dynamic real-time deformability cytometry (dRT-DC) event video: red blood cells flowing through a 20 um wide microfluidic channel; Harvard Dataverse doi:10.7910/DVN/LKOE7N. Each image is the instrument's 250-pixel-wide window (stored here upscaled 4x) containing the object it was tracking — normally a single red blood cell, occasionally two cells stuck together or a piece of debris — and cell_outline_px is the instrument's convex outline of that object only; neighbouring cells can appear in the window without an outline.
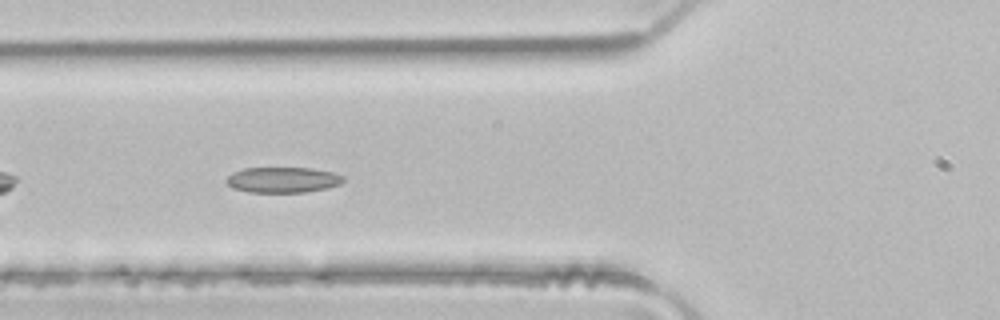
{"species": "common noctule bat (a hibernating species)", "species_latin": "Nyctalus noctula", "temperature_condition": "room temperature", "stored_images_in_passage": 36, "camera_frame_rate_fps": 3000, "um_per_image_px": 0.085, "animal": {"sex": "male", "body_mass_g": 21.5, "forearm_length_mm": 52.0}, "frame": {"image": 1, "passage_image": 5, "time_ms": 1.333, "image_size_px": [1000, 320], "cell_outline_px": [[344, 180], [340, 184], [328, 188], [304, 192], [248, 192], [232, 188], [224, 180], [232, 172], [244, 168], [312, 168], [332, 172], [344, 176]], "centroid_in_image_um": [24.02, 15.28], "position_along_channel_um": 101.8, "area_um2": 17.51}}
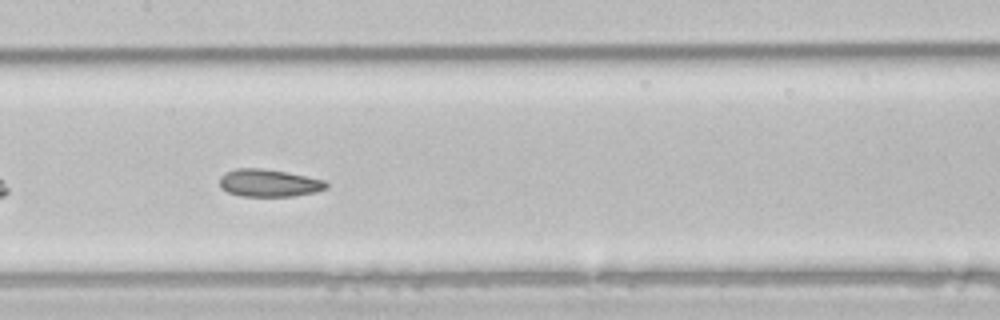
{"frame": {"image": 2, "passage_image": 11, "time_ms": 3.333, "image_size_px": [1000, 320], "cell_outline_px": [[328, 188], [316, 192], [292, 196], [240, 196], [228, 192], [220, 188], [220, 176], [224, 172], [236, 168], [264, 168], [288, 172], [324, 180], [328, 184]], "centroid_in_image_um": [22.84, 15.55], "position_along_channel_um": 184.6, "area_um2": 17.28}}
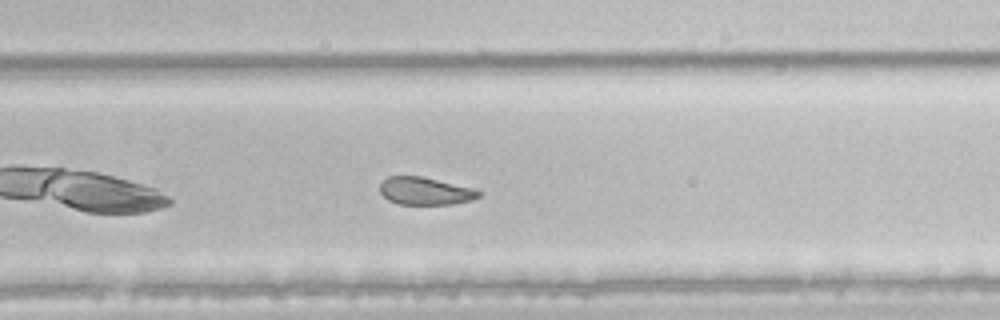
{"frame": {"image": 3, "passage_image": 19, "time_ms": 6.0, "image_size_px": [1000, 320], "cell_outline_px": [[480, 196], [472, 200], [452, 204], [396, 204], [388, 200], [380, 192], [380, 184], [388, 176], [420, 176], [472, 188], [480, 192]], "centroid_in_image_um": [36.11, 16.24], "position_along_channel_um": 293.7, "area_um2": 15.72}, "authors_computed_cell_mechanics": {"area_um2": 17.7446, "velocity_mm_per_s": 4.1221, "shape_relaxation_time_tau1_ms": null, "shape_relaxation_time_tau2_ms": 2.4074, "deformation_change_tau1": null, "deformation_change_tau2": 0.0923}}